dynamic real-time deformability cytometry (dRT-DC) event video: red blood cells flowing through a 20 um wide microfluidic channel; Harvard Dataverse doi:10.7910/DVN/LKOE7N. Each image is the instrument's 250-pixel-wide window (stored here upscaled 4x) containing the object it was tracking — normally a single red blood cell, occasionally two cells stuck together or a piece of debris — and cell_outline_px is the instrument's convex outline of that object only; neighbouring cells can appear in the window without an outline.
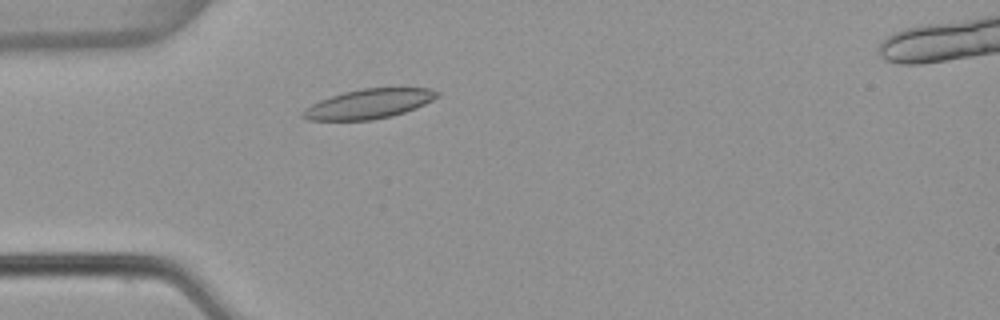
{"species": "common noctule bat (a hibernating species)", "species_latin": "Nyctalus noctula", "temperature_condition": "warm", "stored_images_in_passage": 3, "camera_frame_rate_fps": 3000, "um_per_image_px": 0.085, "animal": {"sex": "female", "body_mass_g": 22.7, "forearm_length_mm": 54.2}, "frame": {"image": 1, "passage_image": 3, "time_ms": 0.667, "image_size_px": [1000, 320], "cell_outline_px": [[440, 96], [416, 108], [392, 116], [372, 120], [308, 120], [300, 116], [300, 112], [304, 108], [320, 100], [344, 92], [364, 88], [428, 88], [440, 92]], "centroid_in_image_um": [31.34, 8.83], "position_along_channel_um": 53.7, "area_um2": 23.12}}